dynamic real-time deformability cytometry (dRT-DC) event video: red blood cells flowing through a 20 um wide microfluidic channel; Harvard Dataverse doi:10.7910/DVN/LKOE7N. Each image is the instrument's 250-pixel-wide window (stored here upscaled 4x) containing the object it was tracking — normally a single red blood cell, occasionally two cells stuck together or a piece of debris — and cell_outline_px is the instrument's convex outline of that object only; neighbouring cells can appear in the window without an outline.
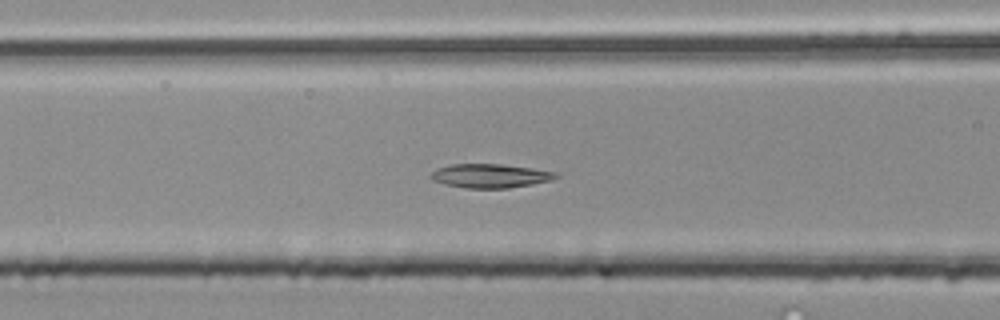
{"species": "common noctule bat (a hibernating species)", "species_latin": "Nyctalus noctula", "temperature_condition": "room temperature", "stored_images_in_passage": 39, "camera_frame_rate_fps": 3000, "um_per_image_px": 0.085, "animal": {"sex": "male", "body_mass_g": 20.4}, "frame": {"image": 1, "passage_image": 8, "time_ms": 2.333, "image_size_px": [1000, 320], "cell_outline_px": [[560, 176], [552, 180], [532, 184], [508, 188], [464, 188], [444, 184], [432, 180], [428, 176], [436, 168], [452, 164], [500, 164], [532, 168], [560, 172]], "centroid_in_image_um": [41.68, 14.94], "position_along_channel_um": 124.9, "area_um2": 17.63}}
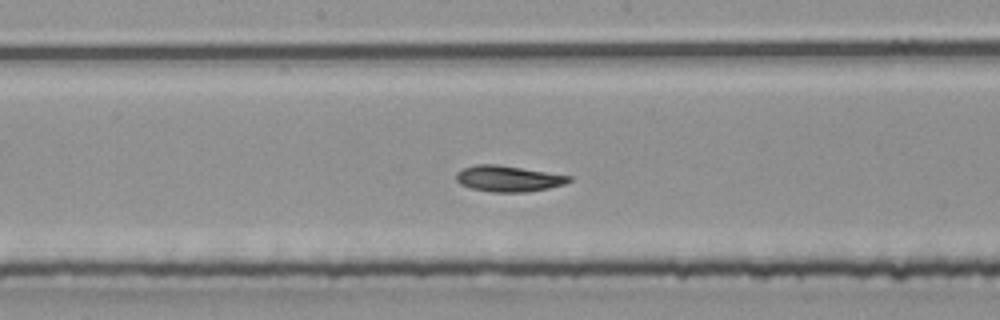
{"frame": {"image": 2, "passage_image": 14, "time_ms": 4.333, "image_size_px": [1000, 320], "cell_outline_px": [[572, 180], [564, 184], [548, 188], [528, 192], [488, 192], [472, 188], [460, 184], [456, 180], [456, 172], [464, 168], [476, 164], [496, 164], [572, 176]], "centroid_in_image_um": [43.19, 15.19], "position_along_channel_um": 205.0, "area_um2": 17.05}}
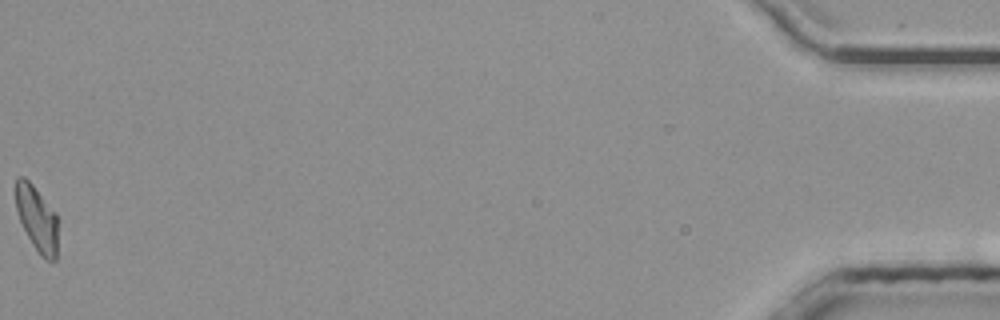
{"frame": {"image": 3, "passage_image": 39, "time_ms": 12.667, "image_size_px": [1000, 320], "cell_outline_px": [[56, 260], [44, 260], [40, 256], [32, 244], [20, 220], [16, 208], [16, 176], [24, 176], [32, 184], [56, 212]], "centroid_in_image_um": [3.12, 18.57], "position_along_channel_um": 432.1, "area_um2": 15.84}, "authors_computed_cell_mechanics": {"area_um2": 16.9354, "velocity_mm_per_s": 4.0097, "shape_relaxation_time_tau1_ms": 8.6317, "shape_relaxation_time_tau2_ms": 4.6332, "deformation_change_tau1": 0.2149, "deformation_change_tau2": 0.0909}}